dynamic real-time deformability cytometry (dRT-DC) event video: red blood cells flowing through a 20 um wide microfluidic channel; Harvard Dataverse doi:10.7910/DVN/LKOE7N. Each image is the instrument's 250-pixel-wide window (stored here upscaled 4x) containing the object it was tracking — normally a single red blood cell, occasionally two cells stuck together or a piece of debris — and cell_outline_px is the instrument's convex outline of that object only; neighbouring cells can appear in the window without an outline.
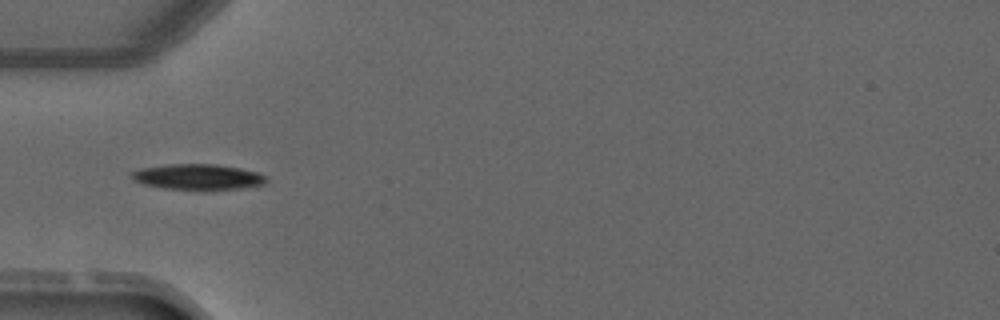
{"species": "common noctule bat (a hibernating species)", "species_latin": "Nyctalus noctula", "temperature_condition": "warm", "stored_images_in_passage": 4, "camera_frame_rate_fps": 3000, "um_per_image_px": 0.085, "animal": {"sex": "male", "forearm_length_mm": 52.5}, "frame": {"image": 1, "passage_image": 3, "time_ms": 2.667, "image_size_px": [1000, 320], "cell_outline_px": [[268, 180], [264, 184], [240, 188], [204, 192], [164, 188], [144, 184], [132, 180], [132, 172], [140, 168], [172, 164], [216, 164], [240, 168], [260, 172], [268, 176]], "centroid_in_image_um": [16.88, 15.06], "position_along_channel_um": 68.1, "area_um2": 20.75}}
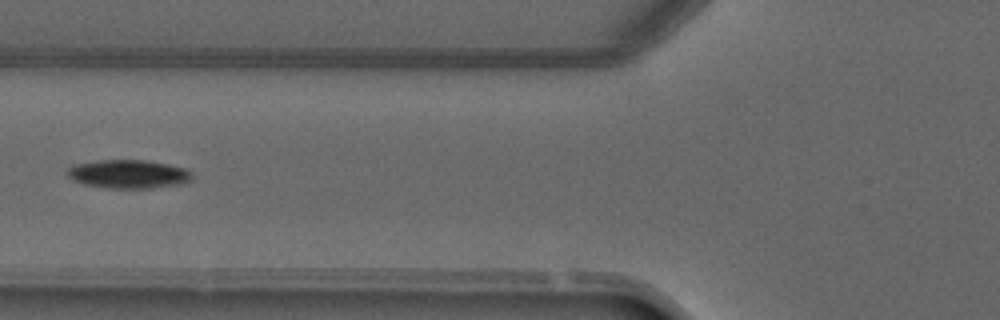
{"frame": {"image": 2, "passage_image": 4, "time_ms": 3.667, "image_size_px": [1000, 320], "cell_outline_px": [[192, 180], [184, 184], [152, 188], [108, 188], [84, 184], [72, 180], [68, 176], [68, 168], [76, 164], [96, 160], [144, 160], [168, 164], [188, 168], [192, 172]], "centroid_in_image_um": [10.97, 14.8], "position_along_channel_um": 114.8, "area_um2": 20.98}}